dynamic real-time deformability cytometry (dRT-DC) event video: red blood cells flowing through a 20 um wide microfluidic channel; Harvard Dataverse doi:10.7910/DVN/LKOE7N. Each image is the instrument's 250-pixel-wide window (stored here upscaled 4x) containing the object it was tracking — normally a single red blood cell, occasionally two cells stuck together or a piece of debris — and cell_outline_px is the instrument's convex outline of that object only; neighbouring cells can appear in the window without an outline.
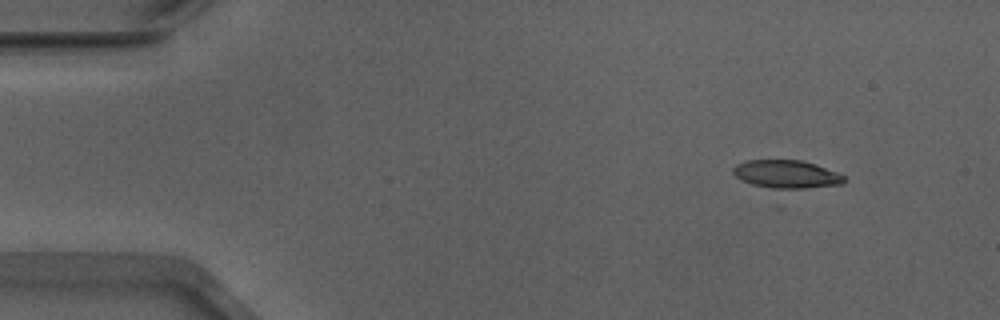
{"species": "Egyptian fruit bat (a non-hibernating species)", "species_latin": "Rousettus aegyptiacus", "temperature_condition": "warm", "stored_images_in_passage": 48, "camera_frame_rate_fps": 3000, "um_per_image_px": 0.085, "animal": {"sex": "male"}, "frame": {"image": 1, "passage_image": 1, "time_ms": 0.0, "image_size_px": [1000, 320], "cell_outline_px": [[844, 184], [780, 192], [752, 184], [740, 180], [732, 172], [732, 168], [736, 164], [748, 160], [800, 160], [816, 164], [836, 172], [844, 176]], "centroid_in_image_um": [66.83, 14.86], "position_along_channel_um": 18.2, "area_um2": 18.9}}
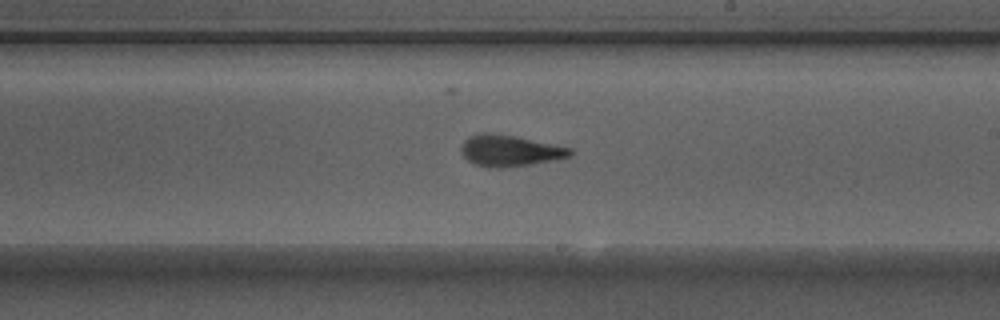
{"frame": {"image": 2, "passage_image": 26, "time_ms": 8.333, "image_size_px": [1000, 320], "cell_outline_px": [[576, 152], [572, 156], [528, 164], [500, 168], [496, 168], [472, 164], [460, 152], [460, 148], [464, 140], [472, 136], [484, 132], [492, 132], [516, 136], [572, 148]], "centroid_in_image_um": [43.33, 12.79], "position_along_channel_um": 245.7, "area_um2": 19.83}}
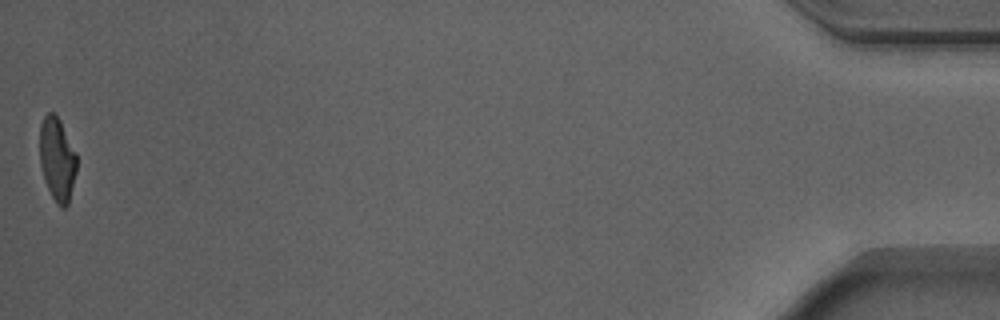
{"frame": {"image": 3, "passage_image": 48, "time_ms": 15.667, "image_size_px": [1000, 320], "cell_outline_px": [[76, 172], [68, 204], [64, 208], [60, 208], [56, 204], [48, 188], [40, 164], [40, 124], [44, 116], [48, 112], [52, 112], [60, 120], [76, 152]], "centroid_in_image_um": [4.86, 13.53], "position_along_channel_um": 430.3, "area_um2": 17.86}, "authors_computed_cell_mechanics": {"area_um2": 19.3052, "velocity_mm_per_s": 3.8936, "shape_relaxation_time_tau1_ms": 3.8637, "shape_relaxation_time_tau2_ms": 1.794, "deformation_change_tau1": 0.1939, "deformation_change_tau2": 0.0981}}